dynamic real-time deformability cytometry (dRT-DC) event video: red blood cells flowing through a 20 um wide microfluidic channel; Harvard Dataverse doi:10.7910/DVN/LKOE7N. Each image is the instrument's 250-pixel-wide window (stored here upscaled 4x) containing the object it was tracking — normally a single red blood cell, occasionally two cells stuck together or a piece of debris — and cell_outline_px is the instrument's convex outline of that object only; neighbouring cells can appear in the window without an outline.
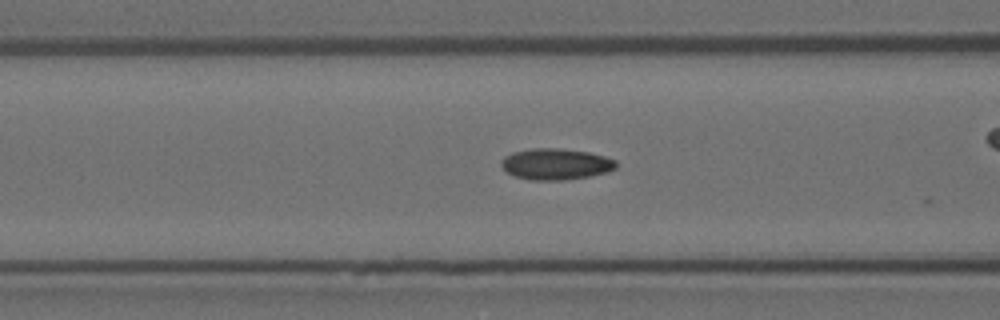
{"species": "Egyptian fruit bat (a non-hibernating species)", "species_latin": "Rousettus aegyptiacus", "temperature_condition": "room temperature", "stored_images_in_passage": 29, "camera_frame_rate_fps": 3000, "um_per_image_px": 0.085, "animal": {"sex": "female"}, "frame": {"image": 1, "passage_image": 3, "time_ms": 0.667, "image_size_px": [1000, 320], "cell_outline_px": [[616, 168], [608, 172], [588, 176], [564, 180], [528, 180], [516, 176], [508, 172], [500, 164], [500, 160], [504, 156], [512, 152], [532, 148], [560, 148], [588, 152], [604, 156], [616, 160]], "centroid_in_image_um": [47.23, 13.94], "position_along_channel_um": 119.4, "area_um2": 20.92}}
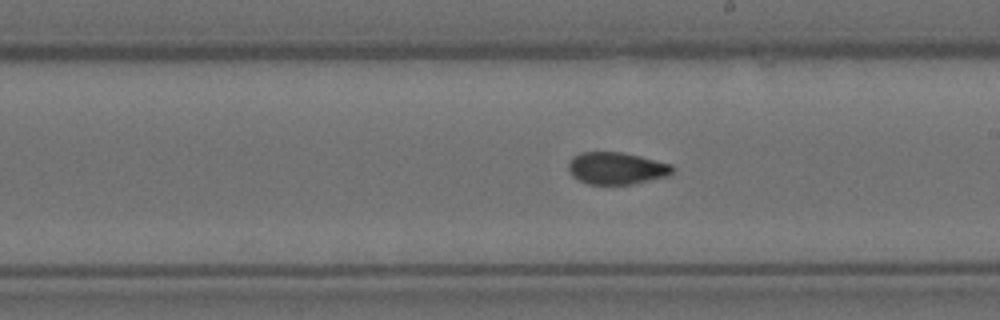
{"frame": {"image": 2, "passage_image": 13, "time_ms": 4.0, "image_size_px": [1000, 320], "cell_outline_px": [[676, 172], [672, 176], [632, 184], [588, 184], [572, 176], [568, 168], [568, 164], [572, 156], [580, 152], [620, 152], [640, 156], [672, 164], [676, 168]], "centroid_in_image_um": [52.47, 14.3], "position_along_channel_um": 236.5, "area_um2": 19.83}}
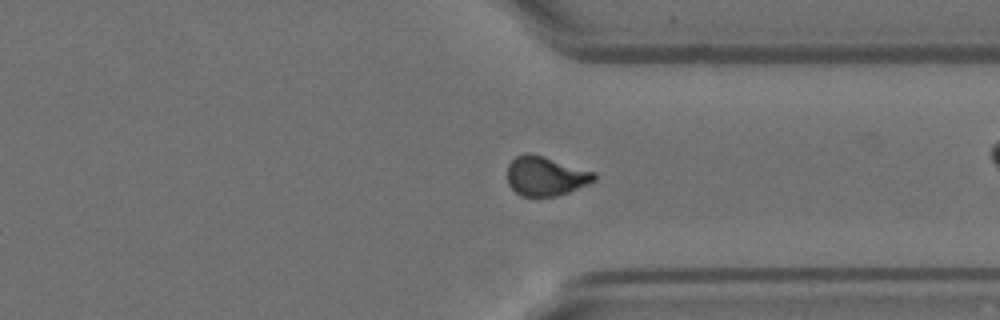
{"frame": {"image": 3, "passage_image": 24, "time_ms": 7.667, "image_size_px": [1000, 320], "cell_outline_px": [[596, 180], [568, 192], [556, 196], [520, 196], [508, 184], [508, 164], [516, 156], [524, 152], [528, 152], [544, 156], [596, 172]], "centroid_in_image_um": [46.37, 14.95], "position_along_channel_um": 365.0, "area_um2": 19.94}, "authors_computed_cell_mechanics": {"area_um2": 19.941, "velocity_mm_per_s": 3.5117, "shape_relaxation_time_tau1_ms": null, "shape_relaxation_time_tau2_ms": 1.4967, "deformation_change_tau1": null, "deformation_change_tau2": 0.0479}}